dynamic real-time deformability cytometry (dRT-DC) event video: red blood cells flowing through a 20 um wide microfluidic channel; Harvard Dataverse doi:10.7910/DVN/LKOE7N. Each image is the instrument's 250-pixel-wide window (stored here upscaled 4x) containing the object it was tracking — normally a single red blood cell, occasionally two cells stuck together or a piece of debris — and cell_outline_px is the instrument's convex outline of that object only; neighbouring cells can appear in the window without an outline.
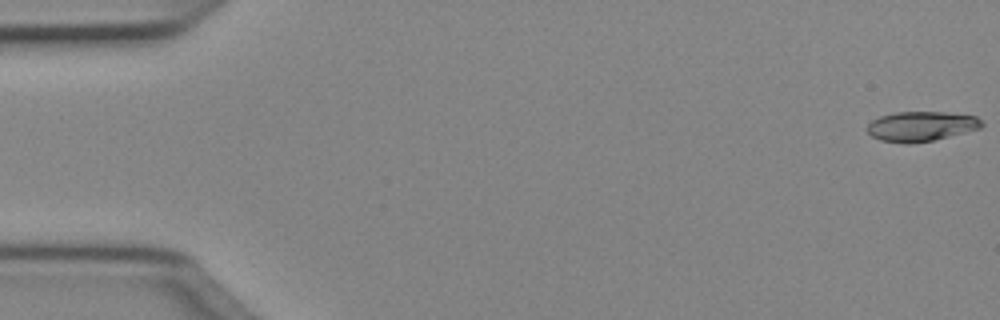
{"species": "Egyptian fruit bat (a non-hibernating species)", "species_latin": "Rousettus aegyptiacus", "temperature_condition": "cold", "stored_images_in_passage": 50, "camera_frame_rate_fps": 3000, "um_per_image_px": 0.085, "animal": {"sex": "female"}, "frame": {"image": 1, "passage_image": 1, "time_ms": 0.0, "image_size_px": [1000, 320], "cell_outline_px": [[984, 124], [980, 128], [932, 140], [912, 144], [908, 144], [880, 140], [872, 136], [864, 128], [872, 120], [880, 116], [896, 112], [944, 112], [976, 116]], "centroid_in_image_um": [78.25, 10.73], "position_along_channel_um": 6.8, "area_um2": 19.83}}
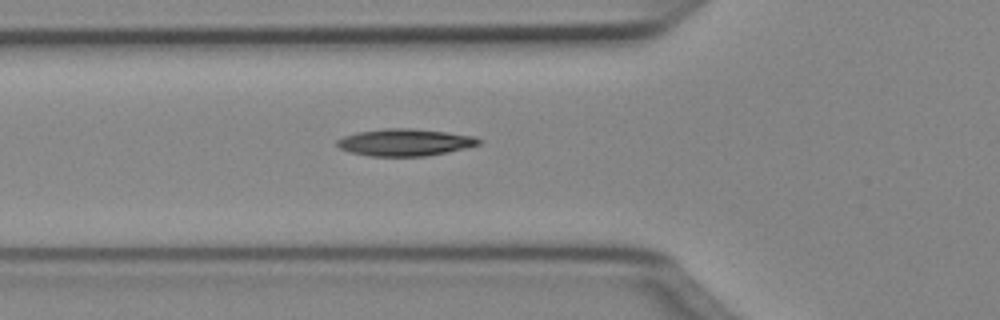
{"frame": {"image": 2, "passage_image": 18, "time_ms": 5.667, "image_size_px": [1000, 320], "cell_outline_px": [[480, 144], [464, 148], [424, 156], [368, 156], [352, 152], [340, 148], [336, 144], [336, 140], [344, 136], [360, 132], [384, 128], [412, 128], [476, 136], [480, 140]], "centroid_in_image_um": [34.4, 12.09], "position_along_channel_um": 91.4, "area_um2": 22.02}}
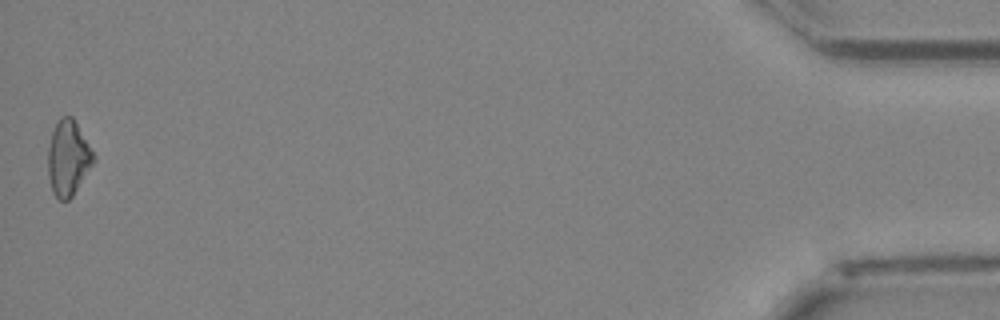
{"frame": {"image": 3, "passage_image": 50, "time_ms": 16.333, "image_size_px": [1000, 320], "cell_outline_px": [[96, 160], [72, 196], [68, 200], [60, 200], [52, 192], [48, 176], [48, 148], [52, 132], [60, 116], [72, 116], [96, 156]], "centroid_in_image_um": [5.8, 13.43], "position_along_channel_um": 429.4, "area_um2": 19.94}, "authors_computed_cell_mechanics": {"area_um2": 20.519, "velocity_mm_per_s": 4.0607, "shape_relaxation_time_tau1_ms": 9.9384, "shape_relaxation_time_tau2_ms": null, "deformation_change_tau1": 0.2201, "deformation_change_tau2": null}}